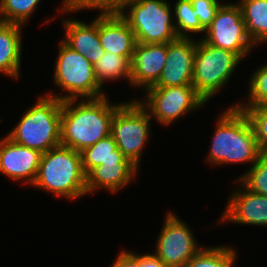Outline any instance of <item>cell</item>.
<instances>
[{
    "mask_svg": "<svg viewBox=\"0 0 267 267\" xmlns=\"http://www.w3.org/2000/svg\"><path fill=\"white\" fill-rule=\"evenodd\" d=\"M106 96L96 99L62 101L60 144L82 152L100 139L111 134V122L116 109L122 104L109 102Z\"/></svg>",
    "mask_w": 267,
    "mask_h": 267,
    "instance_id": "6da1fadb",
    "label": "cell"
},
{
    "mask_svg": "<svg viewBox=\"0 0 267 267\" xmlns=\"http://www.w3.org/2000/svg\"><path fill=\"white\" fill-rule=\"evenodd\" d=\"M220 115L207 160L213 165L252 163L262 154L245 113L236 106Z\"/></svg>",
    "mask_w": 267,
    "mask_h": 267,
    "instance_id": "7a4b0ae2",
    "label": "cell"
},
{
    "mask_svg": "<svg viewBox=\"0 0 267 267\" xmlns=\"http://www.w3.org/2000/svg\"><path fill=\"white\" fill-rule=\"evenodd\" d=\"M32 186L69 200L87 195L81 152L60 144L42 153Z\"/></svg>",
    "mask_w": 267,
    "mask_h": 267,
    "instance_id": "3957f363",
    "label": "cell"
},
{
    "mask_svg": "<svg viewBox=\"0 0 267 267\" xmlns=\"http://www.w3.org/2000/svg\"><path fill=\"white\" fill-rule=\"evenodd\" d=\"M61 109L60 99L44 94L25 111L7 137L30 149L47 152L60 145Z\"/></svg>",
    "mask_w": 267,
    "mask_h": 267,
    "instance_id": "277c9868",
    "label": "cell"
},
{
    "mask_svg": "<svg viewBox=\"0 0 267 267\" xmlns=\"http://www.w3.org/2000/svg\"><path fill=\"white\" fill-rule=\"evenodd\" d=\"M54 83L67 94L63 96L46 93L61 101L78 99H96L106 96L96 79L94 65L82 54L73 50L63 40L59 44V53L54 69ZM54 95V96H53Z\"/></svg>",
    "mask_w": 267,
    "mask_h": 267,
    "instance_id": "5b68a950",
    "label": "cell"
},
{
    "mask_svg": "<svg viewBox=\"0 0 267 267\" xmlns=\"http://www.w3.org/2000/svg\"><path fill=\"white\" fill-rule=\"evenodd\" d=\"M166 1H125L119 14L128 22L137 43H168L178 38L171 16V6ZM125 9L129 10L128 13Z\"/></svg>",
    "mask_w": 267,
    "mask_h": 267,
    "instance_id": "8992f818",
    "label": "cell"
},
{
    "mask_svg": "<svg viewBox=\"0 0 267 267\" xmlns=\"http://www.w3.org/2000/svg\"><path fill=\"white\" fill-rule=\"evenodd\" d=\"M242 59L235 53L196 41L192 85L206 101L227 84Z\"/></svg>",
    "mask_w": 267,
    "mask_h": 267,
    "instance_id": "52a82bcc",
    "label": "cell"
},
{
    "mask_svg": "<svg viewBox=\"0 0 267 267\" xmlns=\"http://www.w3.org/2000/svg\"><path fill=\"white\" fill-rule=\"evenodd\" d=\"M151 117L138 100L122 103L111 122V135L123 155L139 167L142 148L150 136Z\"/></svg>",
    "mask_w": 267,
    "mask_h": 267,
    "instance_id": "ba28073f",
    "label": "cell"
},
{
    "mask_svg": "<svg viewBox=\"0 0 267 267\" xmlns=\"http://www.w3.org/2000/svg\"><path fill=\"white\" fill-rule=\"evenodd\" d=\"M145 102L139 103L150 117L162 125H169L187 112L202 107L207 102L196 92L193 85L148 87Z\"/></svg>",
    "mask_w": 267,
    "mask_h": 267,
    "instance_id": "9c48e42d",
    "label": "cell"
},
{
    "mask_svg": "<svg viewBox=\"0 0 267 267\" xmlns=\"http://www.w3.org/2000/svg\"><path fill=\"white\" fill-rule=\"evenodd\" d=\"M205 34L201 38L204 42L231 51L242 60L254 47L246 33L240 5L236 3L222 4Z\"/></svg>",
    "mask_w": 267,
    "mask_h": 267,
    "instance_id": "30bf717a",
    "label": "cell"
},
{
    "mask_svg": "<svg viewBox=\"0 0 267 267\" xmlns=\"http://www.w3.org/2000/svg\"><path fill=\"white\" fill-rule=\"evenodd\" d=\"M166 215L154 255L167 267H184L202 247H198L191 229L185 222L172 212Z\"/></svg>",
    "mask_w": 267,
    "mask_h": 267,
    "instance_id": "8fae6325",
    "label": "cell"
},
{
    "mask_svg": "<svg viewBox=\"0 0 267 267\" xmlns=\"http://www.w3.org/2000/svg\"><path fill=\"white\" fill-rule=\"evenodd\" d=\"M196 42L178 37L167 43V55L159 80L151 87L192 85Z\"/></svg>",
    "mask_w": 267,
    "mask_h": 267,
    "instance_id": "7c38bea8",
    "label": "cell"
},
{
    "mask_svg": "<svg viewBox=\"0 0 267 267\" xmlns=\"http://www.w3.org/2000/svg\"><path fill=\"white\" fill-rule=\"evenodd\" d=\"M42 153L13 142L7 136L0 141V172L14 181L33 185Z\"/></svg>",
    "mask_w": 267,
    "mask_h": 267,
    "instance_id": "4fadbf2b",
    "label": "cell"
},
{
    "mask_svg": "<svg viewBox=\"0 0 267 267\" xmlns=\"http://www.w3.org/2000/svg\"><path fill=\"white\" fill-rule=\"evenodd\" d=\"M167 43H136L131 65L130 84L144 88L153 86L165 65Z\"/></svg>",
    "mask_w": 267,
    "mask_h": 267,
    "instance_id": "5bb4252c",
    "label": "cell"
},
{
    "mask_svg": "<svg viewBox=\"0 0 267 267\" xmlns=\"http://www.w3.org/2000/svg\"><path fill=\"white\" fill-rule=\"evenodd\" d=\"M98 35L105 52L124 56L131 62L137 42L135 34L121 14L100 13Z\"/></svg>",
    "mask_w": 267,
    "mask_h": 267,
    "instance_id": "9a60e30c",
    "label": "cell"
},
{
    "mask_svg": "<svg viewBox=\"0 0 267 267\" xmlns=\"http://www.w3.org/2000/svg\"><path fill=\"white\" fill-rule=\"evenodd\" d=\"M224 213L223 221L235 224H250L267 226V196L260 195L245 187L237 190L229 199Z\"/></svg>",
    "mask_w": 267,
    "mask_h": 267,
    "instance_id": "2e32d148",
    "label": "cell"
},
{
    "mask_svg": "<svg viewBox=\"0 0 267 267\" xmlns=\"http://www.w3.org/2000/svg\"><path fill=\"white\" fill-rule=\"evenodd\" d=\"M138 169L130 160L105 161L86 175L87 194L99 188H104L111 193L117 192L125 188L128 183L130 184Z\"/></svg>",
    "mask_w": 267,
    "mask_h": 267,
    "instance_id": "e0dca14e",
    "label": "cell"
},
{
    "mask_svg": "<svg viewBox=\"0 0 267 267\" xmlns=\"http://www.w3.org/2000/svg\"><path fill=\"white\" fill-rule=\"evenodd\" d=\"M65 39L69 47L86 57L93 65L104 54V48L98 35V16L90 24L79 20L63 21Z\"/></svg>",
    "mask_w": 267,
    "mask_h": 267,
    "instance_id": "ac0fdd59",
    "label": "cell"
},
{
    "mask_svg": "<svg viewBox=\"0 0 267 267\" xmlns=\"http://www.w3.org/2000/svg\"><path fill=\"white\" fill-rule=\"evenodd\" d=\"M21 26L0 22V73L16 79L21 71Z\"/></svg>",
    "mask_w": 267,
    "mask_h": 267,
    "instance_id": "d6986e66",
    "label": "cell"
},
{
    "mask_svg": "<svg viewBox=\"0 0 267 267\" xmlns=\"http://www.w3.org/2000/svg\"><path fill=\"white\" fill-rule=\"evenodd\" d=\"M246 33L254 45L267 42V0H240Z\"/></svg>",
    "mask_w": 267,
    "mask_h": 267,
    "instance_id": "ffe728a7",
    "label": "cell"
},
{
    "mask_svg": "<svg viewBox=\"0 0 267 267\" xmlns=\"http://www.w3.org/2000/svg\"><path fill=\"white\" fill-rule=\"evenodd\" d=\"M81 156L82 168L85 175H87L93 168L102 165L105 161L129 160L119 150L111 134L100 139L94 145L85 148L81 152Z\"/></svg>",
    "mask_w": 267,
    "mask_h": 267,
    "instance_id": "44dd1931",
    "label": "cell"
},
{
    "mask_svg": "<svg viewBox=\"0 0 267 267\" xmlns=\"http://www.w3.org/2000/svg\"><path fill=\"white\" fill-rule=\"evenodd\" d=\"M94 72L99 85L102 87L106 80L126 78L130 82L131 65L130 61L112 52H104L94 64ZM105 80V81H104Z\"/></svg>",
    "mask_w": 267,
    "mask_h": 267,
    "instance_id": "7402d4cb",
    "label": "cell"
},
{
    "mask_svg": "<svg viewBox=\"0 0 267 267\" xmlns=\"http://www.w3.org/2000/svg\"><path fill=\"white\" fill-rule=\"evenodd\" d=\"M237 252L232 247L202 248L184 267H233Z\"/></svg>",
    "mask_w": 267,
    "mask_h": 267,
    "instance_id": "603a6c76",
    "label": "cell"
},
{
    "mask_svg": "<svg viewBox=\"0 0 267 267\" xmlns=\"http://www.w3.org/2000/svg\"><path fill=\"white\" fill-rule=\"evenodd\" d=\"M174 21L178 37H191L188 32L203 33L205 29L201 26L199 18L196 17L191 0H178L174 7Z\"/></svg>",
    "mask_w": 267,
    "mask_h": 267,
    "instance_id": "cb8c5ba5",
    "label": "cell"
},
{
    "mask_svg": "<svg viewBox=\"0 0 267 267\" xmlns=\"http://www.w3.org/2000/svg\"><path fill=\"white\" fill-rule=\"evenodd\" d=\"M41 0H0V22L24 26Z\"/></svg>",
    "mask_w": 267,
    "mask_h": 267,
    "instance_id": "d4e9b609",
    "label": "cell"
},
{
    "mask_svg": "<svg viewBox=\"0 0 267 267\" xmlns=\"http://www.w3.org/2000/svg\"><path fill=\"white\" fill-rule=\"evenodd\" d=\"M237 182L251 192L267 196V154L262 153Z\"/></svg>",
    "mask_w": 267,
    "mask_h": 267,
    "instance_id": "484cf974",
    "label": "cell"
},
{
    "mask_svg": "<svg viewBox=\"0 0 267 267\" xmlns=\"http://www.w3.org/2000/svg\"><path fill=\"white\" fill-rule=\"evenodd\" d=\"M248 104L237 103V108H250L267 105V64L258 68L249 80Z\"/></svg>",
    "mask_w": 267,
    "mask_h": 267,
    "instance_id": "4316f807",
    "label": "cell"
},
{
    "mask_svg": "<svg viewBox=\"0 0 267 267\" xmlns=\"http://www.w3.org/2000/svg\"><path fill=\"white\" fill-rule=\"evenodd\" d=\"M126 0H63L62 13L84 9L101 10L100 13H119Z\"/></svg>",
    "mask_w": 267,
    "mask_h": 267,
    "instance_id": "83f0119b",
    "label": "cell"
},
{
    "mask_svg": "<svg viewBox=\"0 0 267 267\" xmlns=\"http://www.w3.org/2000/svg\"><path fill=\"white\" fill-rule=\"evenodd\" d=\"M238 109L248 117L261 153L267 154V105Z\"/></svg>",
    "mask_w": 267,
    "mask_h": 267,
    "instance_id": "f1b7e54d",
    "label": "cell"
},
{
    "mask_svg": "<svg viewBox=\"0 0 267 267\" xmlns=\"http://www.w3.org/2000/svg\"><path fill=\"white\" fill-rule=\"evenodd\" d=\"M196 17L199 18L201 26L206 30L222 5L218 0H191Z\"/></svg>",
    "mask_w": 267,
    "mask_h": 267,
    "instance_id": "f546056e",
    "label": "cell"
},
{
    "mask_svg": "<svg viewBox=\"0 0 267 267\" xmlns=\"http://www.w3.org/2000/svg\"><path fill=\"white\" fill-rule=\"evenodd\" d=\"M110 267H139V254L122 251Z\"/></svg>",
    "mask_w": 267,
    "mask_h": 267,
    "instance_id": "4dcf8cb0",
    "label": "cell"
},
{
    "mask_svg": "<svg viewBox=\"0 0 267 267\" xmlns=\"http://www.w3.org/2000/svg\"><path fill=\"white\" fill-rule=\"evenodd\" d=\"M139 267H167L154 254L139 255Z\"/></svg>",
    "mask_w": 267,
    "mask_h": 267,
    "instance_id": "1f68e13d",
    "label": "cell"
}]
</instances>
